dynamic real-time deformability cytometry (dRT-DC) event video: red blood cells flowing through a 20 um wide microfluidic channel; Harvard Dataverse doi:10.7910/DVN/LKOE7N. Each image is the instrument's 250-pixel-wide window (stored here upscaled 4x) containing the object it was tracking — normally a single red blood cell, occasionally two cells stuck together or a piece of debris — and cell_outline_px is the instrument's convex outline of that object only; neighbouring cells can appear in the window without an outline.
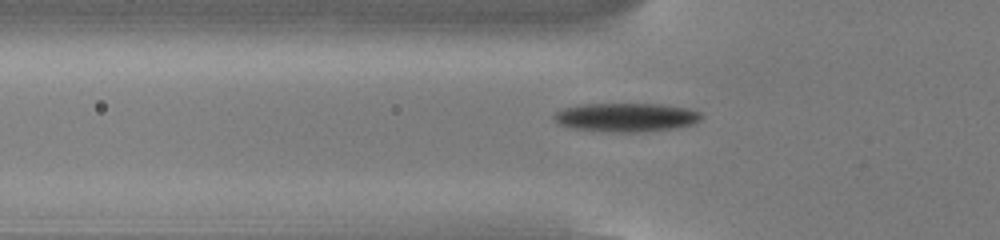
{"species": "common noctule bat (a hibernating species)", "species_latin": "Nyctalus noctula", "temperature_condition": "cold", "stored_images_in_passage": 52, "camera_frame_rate_fps": 3000, "um_per_image_px": 0.085, "animal": {"sex": "male", "body_mass_g": 13.0, "forearm_length_mm": 53.1}, "frame": {"image": 1, "passage_image": 16, "time_ms": 5.0, "image_size_px": [1000, 240], "cell_outline_px": [[704, 116], [696, 124], [680, 128], [636, 132], [620, 132], [576, 128], [560, 124], [552, 116], [556, 112], [564, 108], [584, 104], [664, 104], [688, 108], [700, 112]], "centroid_in_image_um": [53.34, 9.96], "position_along_channel_um": 72.5, "area_um2": 24.62}}
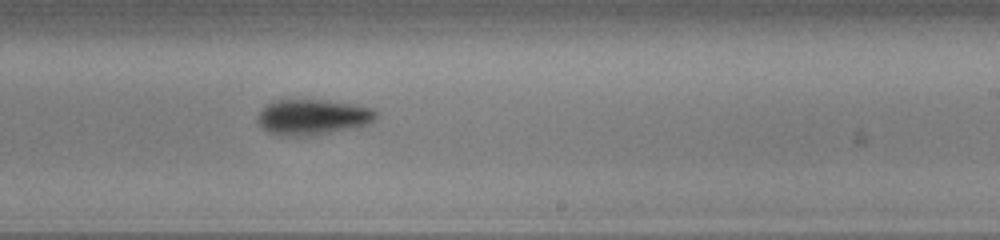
{"frame": {"image": 2, "passage_image": 31, "time_ms": 10.0, "image_size_px": [1000, 240], "cell_outline_px": [[376, 116], [368, 124], [308, 136], [296, 136], [268, 132], [256, 120], [260, 112], [268, 104], [276, 100], [324, 100], [352, 104], [372, 108], [376, 112]], "centroid_in_image_um": [26.56, 9.93], "position_along_channel_um": 262.4, "area_um2": 23.81}}
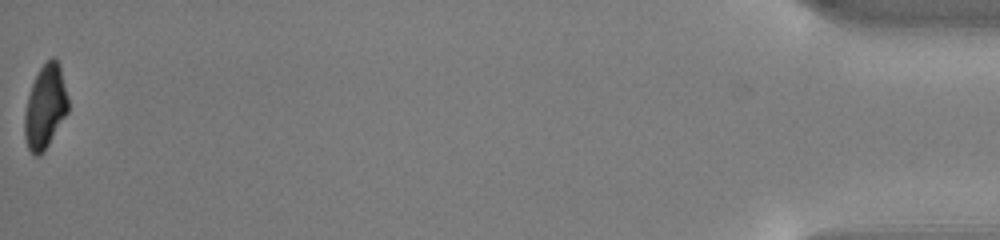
{"frame": {"image": 3, "passage_image": 52, "time_ms": 17.0, "image_size_px": [1000, 240], "cell_outline_px": [[68, 112], [48, 144], [36, 156], [28, 148], [24, 136], [24, 112], [28, 96], [32, 84], [40, 68], [52, 56], [60, 64], [68, 96]], "centroid_in_image_um": [3.85, 9.04], "position_along_channel_um": 431.4, "area_um2": 20.92}, "authors_computed_cell_mechanics": {"area_um2": 22.6576, "velocity_mm_per_s": 3.8052, "shape_relaxation_time_tau1_ms": 1.6642, "shape_relaxation_time_tau2_ms": null, "deformation_change_tau1": 0.1536, "deformation_change_tau2": null}}